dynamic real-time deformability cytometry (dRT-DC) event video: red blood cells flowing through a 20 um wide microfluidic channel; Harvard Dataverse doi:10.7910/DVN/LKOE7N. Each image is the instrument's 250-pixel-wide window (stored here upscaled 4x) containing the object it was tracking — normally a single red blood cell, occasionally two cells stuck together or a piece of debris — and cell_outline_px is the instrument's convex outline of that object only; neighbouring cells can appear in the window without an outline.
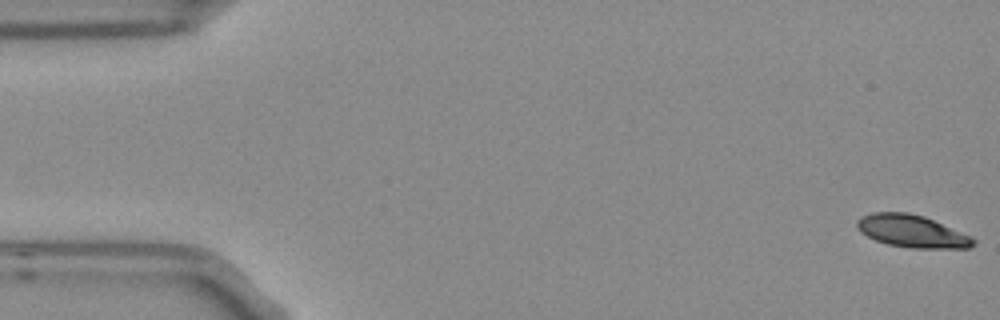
{"species": "Egyptian fruit bat (a non-hibernating species)", "species_latin": "Rousettus aegyptiacus", "temperature_condition": "room temperature", "stored_images_in_passage": 6, "camera_frame_rate_fps": 3000, "um_per_image_px": 0.085, "frame": {"image": 1, "passage_image": 1, "time_ms": 0.0, "image_size_px": [1000, 320], "cell_outline_px": [[976, 244], [968, 248], [912, 248], [888, 244], [876, 240], [860, 232], [856, 228], [856, 220], [860, 216], [872, 212], [908, 212], [924, 216], [972, 236], [976, 240]], "centroid_in_image_um": [77.51, 19.64], "position_along_channel_um": 7.5, "area_um2": 22.14}}